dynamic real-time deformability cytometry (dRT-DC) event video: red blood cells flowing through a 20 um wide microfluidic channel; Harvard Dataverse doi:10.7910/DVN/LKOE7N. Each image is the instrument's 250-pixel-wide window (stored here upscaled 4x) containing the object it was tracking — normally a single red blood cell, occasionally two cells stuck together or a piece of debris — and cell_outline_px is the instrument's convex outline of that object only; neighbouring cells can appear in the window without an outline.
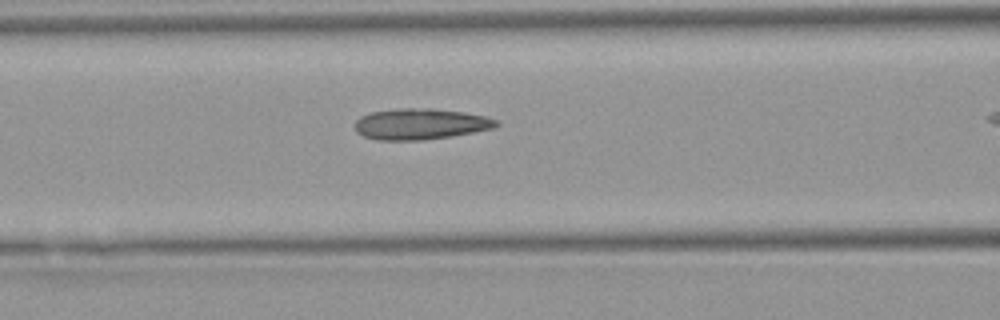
{"species": "Egyptian fruit bat (a non-hibernating species)", "species_latin": "Rousettus aegyptiacus", "temperature_condition": "warm", "stored_images_in_passage": 8, "camera_frame_rate_fps": 3000, "um_per_image_px": 0.085, "animal": {"sex": "female"}, "frame": {"image": 1, "passage_image": 3, "time_ms": 0.667, "image_size_px": [1000, 320], "cell_outline_px": [[500, 124], [492, 128], [452, 136], [424, 140], [376, 140], [364, 136], [356, 132], [356, 120], [360, 116], [372, 112], [396, 108], [432, 108], [464, 112], [484, 116], [500, 120]], "centroid_in_image_um": [35.74, 10.53], "position_along_channel_um": 130.9, "area_um2": 25.61}}
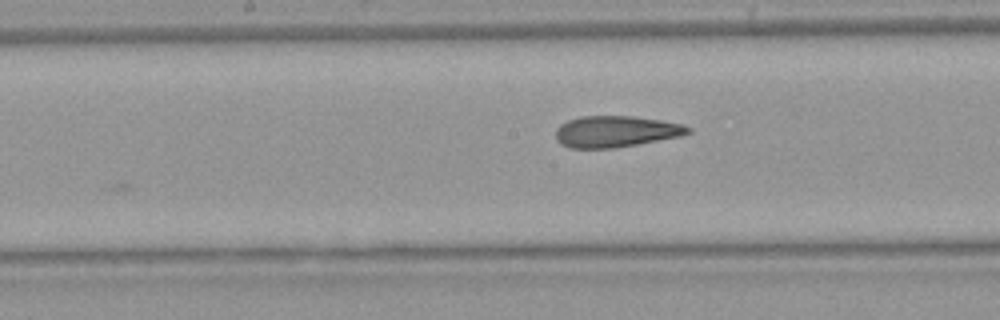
{"frame": {"image": 2, "passage_image": 8, "time_ms": 2.333, "image_size_px": [1000, 320], "cell_outline_px": [[692, 132], [680, 136], [636, 144], [612, 148], [568, 148], [560, 144], [556, 140], [556, 128], [560, 124], [568, 120], [580, 116], [632, 116], [660, 120], [684, 124], [692, 128]], "centroid_in_image_um": [52.32, 11.17], "position_along_channel_um": 195.9, "area_um2": 24.22}}